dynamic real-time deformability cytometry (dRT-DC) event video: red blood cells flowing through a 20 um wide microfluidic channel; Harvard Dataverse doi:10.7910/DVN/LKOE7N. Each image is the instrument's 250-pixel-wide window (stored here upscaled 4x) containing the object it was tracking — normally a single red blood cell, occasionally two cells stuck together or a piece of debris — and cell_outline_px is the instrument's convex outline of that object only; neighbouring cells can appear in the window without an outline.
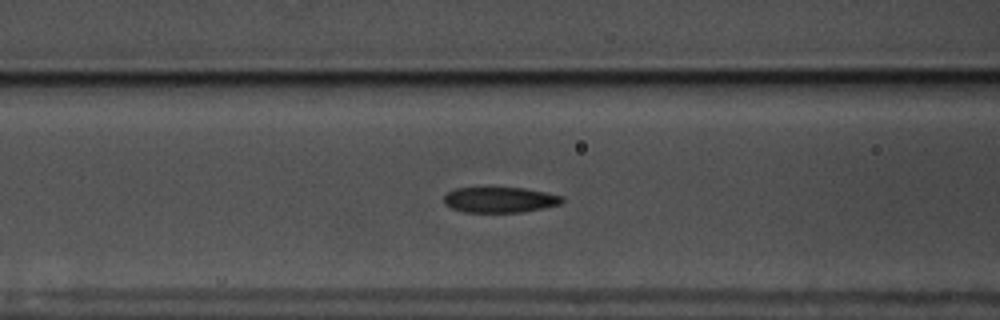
{"species": "common noctule bat (a hibernating species)", "species_latin": "Nyctalus noctula", "temperature_condition": "warm", "stored_images_in_passage": 55, "camera_frame_rate_fps": 3000, "um_per_image_px": 0.085, "animal": {"sex": "male", "body_mass_g": 17.5, "forearm_length_mm": 52.3}, "frame": {"image": 1, "passage_image": 23, "time_ms": 7.333, "image_size_px": [1000, 320], "cell_outline_px": [[564, 200], [560, 204], [544, 208], [520, 212], [464, 212], [452, 208], [444, 204], [444, 196], [448, 192], [456, 188], [524, 188], [564, 196]], "centroid_in_image_um": [42.49, 16.98], "position_along_channel_um": 124.1, "area_um2": 17.51}}
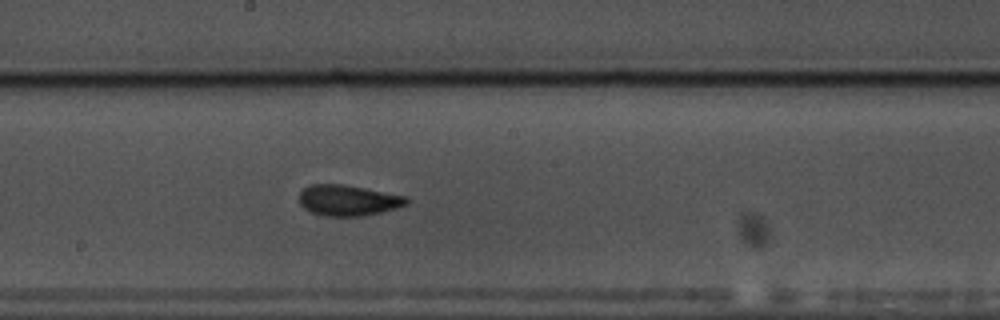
{"frame": {"image": 2, "passage_image": 31, "time_ms": 10.0, "image_size_px": [1000, 320], "cell_outline_px": [[408, 204], [396, 208], [380, 212], [360, 216], [324, 216], [312, 212], [304, 208], [300, 204], [300, 192], [304, 188], [312, 184], [344, 184], [404, 196], [408, 200]], "centroid_in_image_um": [29.56, 17.03], "position_along_channel_um": 218.6, "area_um2": 19.02}}
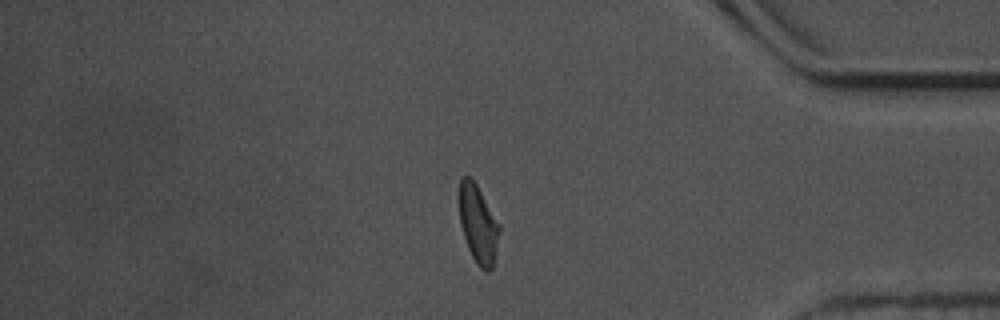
{"frame": {"image": 3, "passage_image": 48, "time_ms": 15.667, "image_size_px": [1000, 320], "cell_outline_px": [[500, 232], [492, 268], [488, 272], [480, 268], [476, 264], [468, 248], [460, 224], [460, 176], [468, 176], [476, 184], [500, 224]], "centroid_in_image_um": [40.65, 19.07], "position_along_channel_um": 394.5, "area_um2": 18.03}}